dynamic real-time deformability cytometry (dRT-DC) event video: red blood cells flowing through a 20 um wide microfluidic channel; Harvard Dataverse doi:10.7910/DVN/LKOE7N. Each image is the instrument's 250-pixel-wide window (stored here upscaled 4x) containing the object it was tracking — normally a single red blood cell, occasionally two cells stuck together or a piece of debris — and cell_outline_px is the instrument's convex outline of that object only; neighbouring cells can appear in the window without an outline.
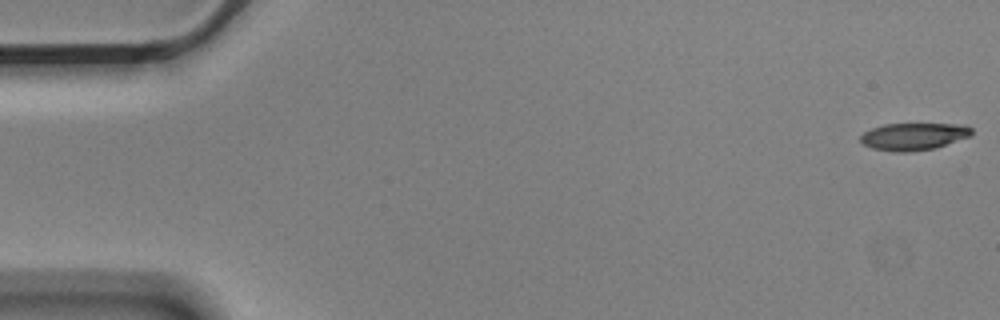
{"species": "Egyptian fruit bat (a non-hibernating species)", "species_latin": "Rousettus aegyptiacus", "temperature_condition": "cold", "stored_images_in_passage": 7, "camera_frame_rate_fps": 3000, "um_per_image_px": 0.085, "animal": {"sex": "male"}, "frame": {"image": 1, "passage_image": 1, "time_ms": 0.0, "image_size_px": [1000, 320], "cell_outline_px": [[972, 136], [932, 148], [904, 152], [896, 152], [872, 148], [864, 144], [860, 140], [860, 136], [864, 132], [872, 128], [884, 124], [964, 124], [972, 128]], "centroid_in_image_um": [77.66, 11.58], "position_along_channel_um": 7.3, "area_um2": 17.46}}
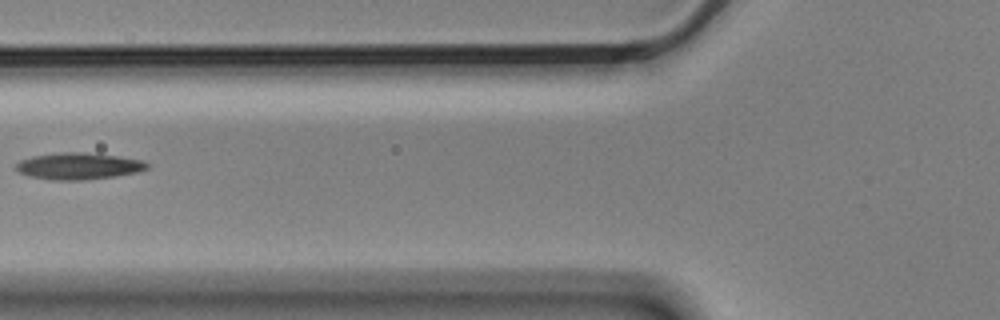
{"frame": {"image": 2, "passage_image": 6, "time_ms": 1.667, "image_size_px": [1000, 320], "cell_outline_px": [[148, 168], [136, 172], [116, 176], [80, 180], [52, 180], [28, 176], [20, 172], [16, 168], [16, 164], [20, 160], [32, 156], [60, 152], [80, 152], [116, 156], [144, 160], [148, 164]], "centroid_in_image_um": [6.66, 14.12], "position_along_channel_um": 119.1, "area_um2": 20.23}}
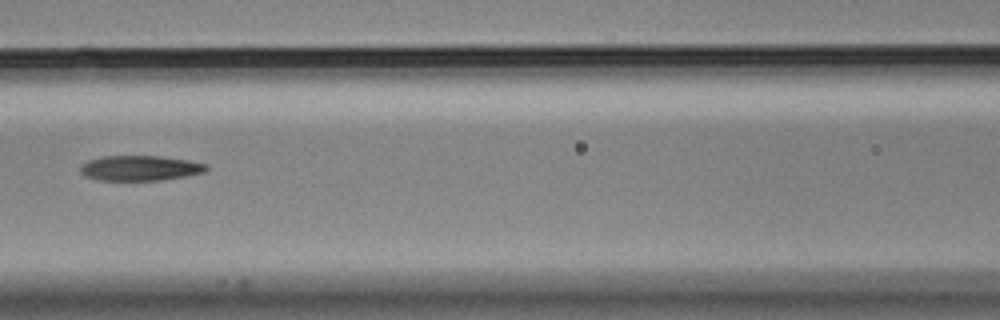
{"frame": {"image": 3, "passage_image": 7, "time_ms": 2.0, "image_size_px": [1000, 320], "cell_outline_px": [[208, 168], [204, 172], [184, 176], [160, 180], [96, 180], [84, 176], [80, 172], [80, 164], [88, 160], [100, 156], [160, 156], [188, 160], [208, 164]], "centroid_in_image_um": [11.85, 14.28], "position_along_channel_um": 154.7, "area_um2": 18.55}}